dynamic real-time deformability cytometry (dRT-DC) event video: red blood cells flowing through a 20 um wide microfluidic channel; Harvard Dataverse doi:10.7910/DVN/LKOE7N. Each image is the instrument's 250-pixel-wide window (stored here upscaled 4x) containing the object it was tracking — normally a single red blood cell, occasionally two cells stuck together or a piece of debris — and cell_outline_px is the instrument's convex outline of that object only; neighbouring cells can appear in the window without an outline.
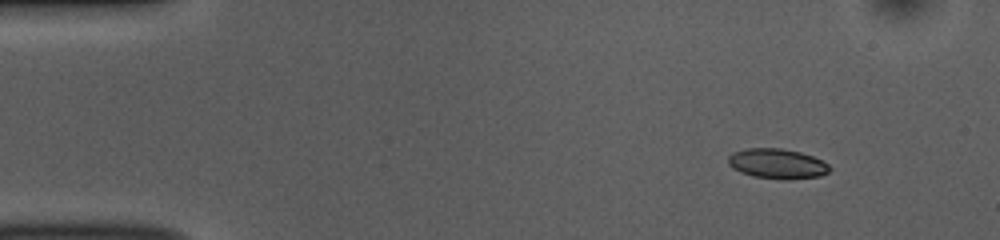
{"species": "common noctule bat (a hibernating species)", "species_latin": "Nyctalus noctula", "temperature_condition": "room temperature", "stored_images_in_passage": 47, "camera_frame_rate_fps": 3000, "um_per_image_px": 0.085, "animal": {"sex": "female", "body_mass_g": 10.0, "forearm_length_mm": 53.1}, "frame": {"image": 1, "passage_image": 1, "time_ms": 0.0, "image_size_px": [1000, 240], "cell_outline_px": [[832, 168], [828, 172], [820, 176], [788, 180], [780, 180], [752, 176], [740, 172], [732, 168], [728, 164], [728, 156], [732, 152], [748, 148], [780, 148], [800, 152], [812, 156], [828, 164]], "centroid_in_image_um": [66.04, 13.92], "position_along_channel_um": 19.0, "area_um2": 17.92}}
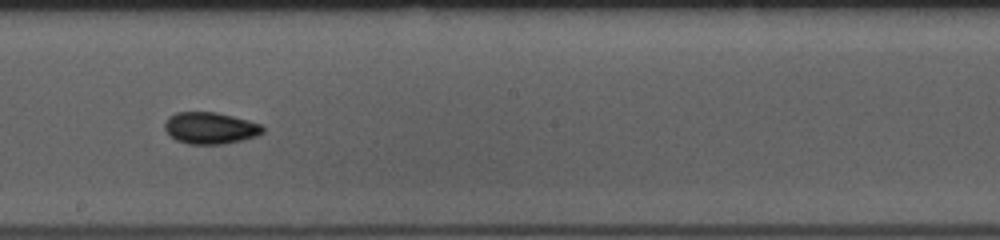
{"frame": {"image": 2, "passage_image": 24, "time_ms": 7.667, "image_size_px": [1000, 240], "cell_outline_px": [[264, 132], [256, 136], [240, 140], [220, 144], [188, 144], [176, 140], [164, 128], [164, 120], [168, 116], [176, 112], [216, 112], [248, 120], [260, 124], [264, 128]], "centroid_in_image_um": [17.84, 10.87], "position_along_channel_um": 230.4, "area_um2": 18.03}}
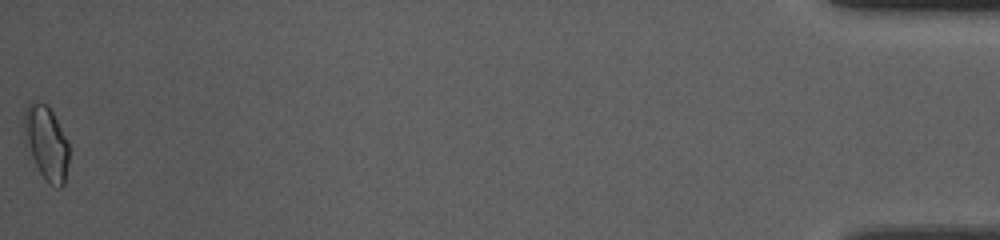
{"frame": {"image": 3, "passage_image": 47, "time_ms": 15.333, "image_size_px": [1000, 240], "cell_outline_px": [[68, 164], [64, 184], [60, 188], [48, 184], [40, 172], [24, 144], [20, 124], [24, 112], [28, 104], [32, 100], [40, 100], [48, 104], [68, 140]], "centroid_in_image_um": [3.88, 12.08], "position_along_channel_um": 431.3, "area_um2": 20.17}, "authors_computed_cell_mechanics": {"area_um2": 17.8602, "velocity_mm_per_s": 3.8793, "shape_relaxation_time_tau1_ms": null, "shape_relaxation_time_tau2_ms": 2.3585, "deformation_change_tau1": null, "deformation_change_tau2": 0.0658}}